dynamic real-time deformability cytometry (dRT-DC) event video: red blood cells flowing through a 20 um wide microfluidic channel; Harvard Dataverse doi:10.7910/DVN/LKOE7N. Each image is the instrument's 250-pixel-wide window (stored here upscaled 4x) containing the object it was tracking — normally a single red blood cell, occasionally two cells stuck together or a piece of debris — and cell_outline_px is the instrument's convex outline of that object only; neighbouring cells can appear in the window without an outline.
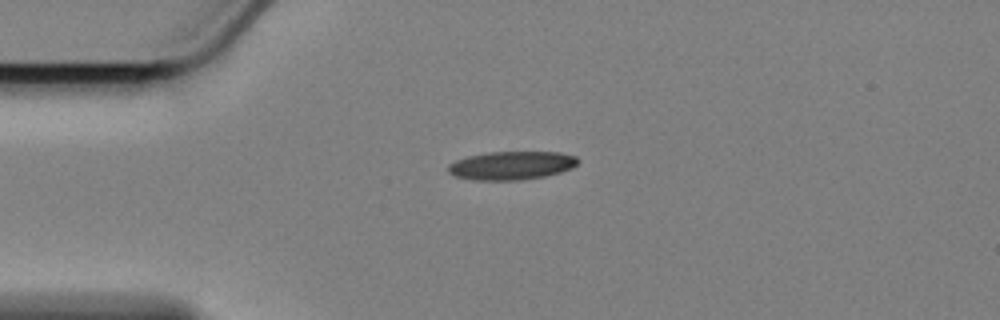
{"species": "Egyptian fruit bat (a non-hibernating species)", "species_latin": "Rousettus aegyptiacus", "temperature_condition": "cold", "stored_images_in_passage": 45, "camera_frame_rate_fps": 3000, "um_per_image_px": 0.085, "animal": {"sex": "female"}, "frame": {"image": 1, "passage_image": 1, "time_ms": 0.0, "image_size_px": [1000, 320], "cell_outline_px": [[580, 160], [572, 168], [560, 172], [544, 176], [520, 180], [476, 180], [456, 176], [448, 172], [448, 164], [456, 160], [468, 156], [488, 152], [560, 152], [576, 156]], "centroid_in_image_um": [43.49, 14.06], "position_along_channel_um": 41.5, "area_um2": 21.44}}
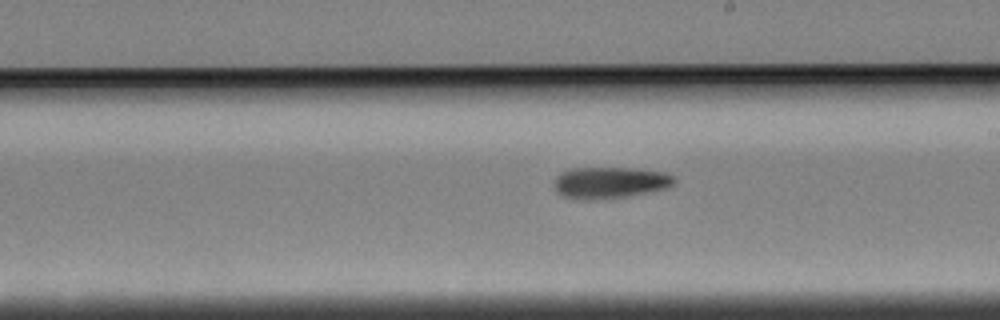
{"frame": {"image": 2, "passage_image": 20, "time_ms": 6.333, "image_size_px": [1000, 320], "cell_outline_px": [[676, 180], [668, 188], [624, 196], [592, 200], [588, 200], [564, 196], [556, 192], [556, 176], [560, 172], [572, 168], [636, 168], [668, 172], [676, 176]], "centroid_in_image_um": [51.89, 15.5], "position_along_channel_um": 237.1, "area_um2": 21.96}}
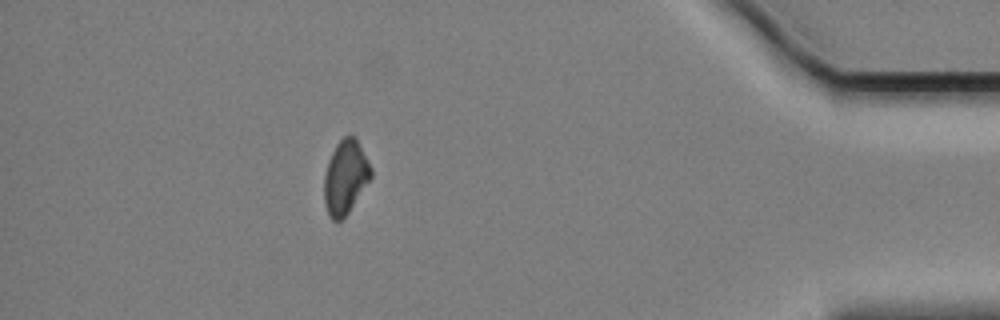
{"frame": {"image": 3, "passage_image": 39, "time_ms": 12.667, "image_size_px": [1000, 320], "cell_outline_px": [[372, 176], [348, 212], [340, 220], [332, 220], [328, 216], [324, 200], [324, 176], [328, 160], [336, 144], [348, 132], [356, 136], [372, 168]], "centroid_in_image_um": [29.36, 15.0], "position_along_channel_um": 405.8, "area_um2": 20.23}, "authors_computed_cell_mechanics": {"area_um2": 21.6172, "velocity_mm_per_s": 3.4196, "shape_relaxation_time_tau1_ms": 5.5583, "shape_relaxation_time_tau2_ms": null, "deformation_change_tau1": 0.1474, "deformation_change_tau2": null}}